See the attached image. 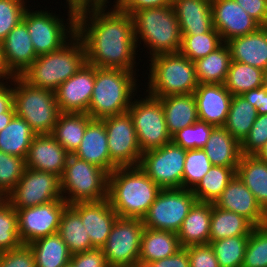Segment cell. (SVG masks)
I'll use <instances>...</instances> for the list:
<instances>
[{
    "instance_id": "obj_38",
    "label": "cell",
    "mask_w": 267,
    "mask_h": 267,
    "mask_svg": "<svg viewBox=\"0 0 267 267\" xmlns=\"http://www.w3.org/2000/svg\"><path fill=\"white\" fill-rule=\"evenodd\" d=\"M256 108L241 95L232 96L224 128L241 144L257 118Z\"/></svg>"
},
{
    "instance_id": "obj_50",
    "label": "cell",
    "mask_w": 267,
    "mask_h": 267,
    "mask_svg": "<svg viewBox=\"0 0 267 267\" xmlns=\"http://www.w3.org/2000/svg\"><path fill=\"white\" fill-rule=\"evenodd\" d=\"M0 267H36L34 254L28 245L1 252Z\"/></svg>"
},
{
    "instance_id": "obj_5",
    "label": "cell",
    "mask_w": 267,
    "mask_h": 267,
    "mask_svg": "<svg viewBox=\"0 0 267 267\" xmlns=\"http://www.w3.org/2000/svg\"><path fill=\"white\" fill-rule=\"evenodd\" d=\"M133 73L95 67V83L87 114L92 119H103L128 112L132 93L136 90Z\"/></svg>"
},
{
    "instance_id": "obj_7",
    "label": "cell",
    "mask_w": 267,
    "mask_h": 267,
    "mask_svg": "<svg viewBox=\"0 0 267 267\" xmlns=\"http://www.w3.org/2000/svg\"><path fill=\"white\" fill-rule=\"evenodd\" d=\"M11 79L17 84L13 88L15 114L23 118L36 135L52 134L61 113L55 92L34 87L20 76Z\"/></svg>"
},
{
    "instance_id": "obj_32",
    "label": "cell",
    "mask_w": 267,
    "mask_h": 267,
    "mask_svg": "<svg viewBox=\"0 0 267 267\" xmlns=\"http://www.w3.org/2000/svg\"><path fill=\"white\" fill-rule=\"evenodd\" d=\"M231 62L225 42L207 56L197 59L194 65L198 84H224Z\"/></svg>"
},
{
    "instance_id": "obj_27",
    "label": "cell",
    "mask_w": 267,
    "mask_h": 267,
    "mask_svg": "<svg viewBox=\"0 0 267 267\" xmlns=\"http://www.w3.org/2000/svg\"><path fill=\"white\" fill-rule=\"evenodd\" d=\"M212 203L196 202L177 232L181 247L209 244Z\"/></svg>"
},
{
    "instance_id": "obj_24",
    "label": "cell",
    "mask_w": 267,
    "mask_h": 267,
    "mask_svg": "<svg viewBox=\"0 0 267 267\" xmlns=\"http://www.w3.org/2000/svg\"><path fill=\"white\" fill-rule=\"evenodd\" d=\"M73 155L102 168L108 174L117 168L110 159L107 132L101 119H92L88 123L82 141Z\"/></svg>"
},
{
    "instance_id": "obj_28",
    "label": "cell",
    "mask_w": 267,
    "mask_h": 267,
    "mask_svg": "<svg viewBox=\"0 0 267 267\" xmlns=\"http://www.w3.org/2000/svg\"><path fill=\"white\" fill-rule=\"evenodd\" d=\"M176 232L144 227L139 253V263L154 264L170 257L181 249Z\"/></svg>"
},
{
    "instance_id": "obj_44",
    "label": "cell",
    "mask_w": 267,
    "mask_h": 267,
    "mask_svg": "<svg viewBox=\"0 0 267 267\" xmlns=\"http://www.w3.org/2000/svg\"><path fill=\"white\" fill-rule=\"evenodd\" d=\"M211 167V161L202 148L186 150L182 188L193 189Z\"/></svg>"
},
{
    "instance_id": "obj_14",
    "label": "cell",
    "mask_w": 267,
    "mask_h": 267,
    "mask_svg": "<svg viewBox=\"0 0 267 267\" xmlns=\"http://www.w3.org/2000/svg\"><path fill=\"white\" fill-rule=\"evenodd\" d=\"M5 199L14 209L62 200L60 178L45 171L25 167L18 184Z\"/></svg>"
},
{
    "instance_id": "obj_63",
    "label": "cell",
    "mask_w": 267,
    "mask_h": 267,
    "mask_svg": "<svg viewBox=\"0 0 267 267\" xmlns=\"http://www.w3.org/2000/svg\"><path fill=\"white\" fill-rule=\"evenodd\" d=\"M137 267H156L154 264L139 263Z\"/></svg>"
},
{
    "instance_id": "obj_60",
    "label": "cell",
    "mask_w": 267,
    "mask_h": 267,
    "mask_svg": "<svg viewBox=\"0 0 267 267\" xmlns=\"http://www.w3.org/2000/svg\"><path fill=\"white\" fill-rule=\"evenodd\" d=\"M2 78H3V80H4V78H6V79H9V81H10V78H12V76L6 70V66H5V63L3 60V55H2V47H1V43H0V79H2Z\"/></svg>"
},
{
    "instance_id": "obj_41",
    "label": "cell",
    "mask_w": 267,
    "mask_h": 267,
    "mask_svg": "<svg viewBox=\"0 0 267 267\" xmlns=\"http://www.w3.org/2000/svg\"><path fill=\"white\" fill-rule=\"evenodd\" d=\"M248 239L241 235L209 242L219 267H242Z\"/></svg>"
},
{
    "instance_id": "obj_21",
    "label": "cell",
    "mask_w": 267,
    "mask_h": 267,
    "mask_svg": "<svg viewBox=\"0 0 267 267\" xmlns=\"http://www.w3.org/2000/svg\"><path fill=\"white\" fill-rule=\"evenodd\" d=\"M70 206L80 215L93 248H102L118 215L107 199Z\"/></svg>"
},
{
    "instance_id": "obj_18",
    "label": "cell",
    "mask_w": 267,
    "mask_h": 267,
    "mask_svg": "<svg viewBox=\"0 0 267 267\" xmlns=\"http://www.w3.org/2000/svg\"><path fill=\"white\" fill-rule=\"evenodd\" d=\"M213 25L222 41L257 31L261 25L251 18L234 0H211Z\"/></svg>"
},
{
    "instance_id": "obj_8",
    "label": "cell",
    "mask_w": 267,
    "mask_h": 267,
    "mask_svg": "<svg viewBox=\"0 0 267 267\" xmlns=\"http://www.w3.org/2000/svg\"><path fill=\"white\" fill-rule=\"evenodd\" d=\"M60 188L63 193L62 198L69 205L101 201L107 199L108 173L92 163L69 154L60 178ZM65 192L69 194V198L63 197Z\"/></svg>"
},
{
    "instance_id": "obj_64",
    "label": "cell",
    "mask_w": 267,
    "mask_h": 267,
    "mask_svg": "<svg viewBox=\"0 0 267 267\" xmlns=\"http://www.w3.org/2000/svg\"><path fill=\"white\" fill-rule=\"evenodd\" d=\"M63 267H73V265L69 262L68 264L64 265Z\"/></svg>"
},
{
    "instance_id": "obj_4",
    "label": "cell",
    "mask_w": 267,
    "mask_h": 267,
    "mask_svg": "<svg viewBox=\"0 0 267 267\" xmlns=\"http://www.w3.org/2000/svg\"><path fill=\"white\" fill-rule=\"evenodd\" d=\"M130 14L135 41H138V36L141 37L151 49V57L180 52L182 35L173 5L142 9Z\"/></svg>"
},
{
    "instance_id": "obj_56",
    "label": "cell",
    "mask_w": 267,
    "mask_h": 267,
    "mask_svg": "<svg viewBox=\"0 0 267 267\" xmlns=\"http://www.w3.org/2000/svg\"><path fill=\"white\" fill-rule=\"evenodd\" d=\"M156 267H190L186 248L182 247L170 257H166L154 263Z\"/></svg>"
},
{
    "instance_id": "obj_47",
    "label": "cell",
    "mask_w": 267,
    "mask_h": 267,
    "mask_svg": "<svg viewBox=\"0 0 267 267\" xmlns=\"http://www.w3.org/2000/svg\"><path fill=\"white\" fill-rule=\"evenodd\" d=\"M24 169V158L0 150V193L4 198L16 187Z\"/></svg>"
},
{
    "instance_id": "obj_61",
    "label": "cell",
    "mask_w": 267,
    "mask_h": 267,
    "mask_svg": "<svg viewBox=\"0 0 267 267\" xmlns=\"http://www.w3.org/2000/svg\"><path fill=\"white\" fill-rule=\"evenodd\" d=\"M256 156L260 160L267 163V142L265 143V145L262 147V149L258 152V154Z\"/></svg>"
},
{
    "instance_id": "obj_51",
    "label": "cell",
    "mask_w": 267,
    "mask_h": 267,
    "mask_svg": "<svg viewBox=\"0 0 267 267\" xmlns=\"http://www.w3.org/2000/svg\"><path fill=\"white\" fill-rule=\"evenodd\" d=\"M186 251L190 267H219L210 244L189 246Z\"/></svg>"
},
{
    "instance_id": "obj_29",
    "label": "cell",
    "mask_w": 267,
    "mask_h": 267,
    "mask_svg": "<svg viewBox=\"0 0 267 267\" xmlns=\"http://www.w3.org/2000/svg\"><path fill=\"white\" fill-rule=\"evenodd\" d=\"M157 99L164 109L167 130L171 136L199 120L193 93L169 95Z\"/></svg>"
},
{
    "instance_id": "obj_59",
    "label": "cell",
    "mask_w": 267,
    "mask_h": 267,
    "mask_svg": "<svg viewBox=\"0 0 267 267\" xmlns=\"http://www.w3.org/2000/svg\"><path fill=\"white\" fill-rule=\"evenodd\" d=\"M14 115L15 111H7L2 113V116H0V131L9 124Z\"/></svg>"
},
{
    "instance_id": "obj_15",
    "label": "cell",
    "mask_w": 267,
    "mask_h": 267,
    "mask_svg": "<svg viewBox=\"0 0 267 267\" xmlns=\"http://www.w3.org/2000/svg\"><path fill=\"white\" fill-rule=\"evenodd\" d=\"M107 132L111 161L117 167L139 166L142 152L129 112L101 119Z\"/></svg>"
},
{
    "instance_id": "obj_2",
    "label": "cell",
    "mask_w": 267,
    "mask_h": 267,
    "mask_svg": "<svg viewBox=\"0 0 267 267\" xmlns=\"http://www.w3.org/2000/svg\"><path fill=\"white\" fill-rule=\"evenodd\" d=\"M161 190L139 166L108 174L107 200L118 217L142 219Z\"/></svg>"
},
{
    "instance_id": "obj_13",
    "label": "cell",
    "mask_w": 267,
    "mask_h": 267,
    "mask_svg": "<svg viewBox=\"0 0 267 267\" xmlns=\"http://www.w3.org/2000/svg\"><path fill=\"white\" fill-rule=\"evenodd\" d=\"M186 150L172 141L142 153L139 167L161 189L182 188Z\"/></svg>"
},
{
    "instance_id": "obj_35",
    "label": "cell",
    "mask_w": 267,
    "mask_h": 267,
    "mask_svg": "<svg viewBox=\"0 0 267 267\" xmlns=\"http://www.w3.org/2000/svg\"><path fill=\"white\" fill-rule=\"evenodd\" d=\"M36 133L30 125L16 114L9 124L0 131V150L24 158Z\"/></svg>"
},
{
    "instance_id": "obj_58",
    "label": "cell",
    "mask_w": 267,
    "mask_h": 267,
    "mask_svg": "<svg viewBox=\"0 0 267 267\" xmlns=\"http://www.w3.org/2000/svg\"><path fill=\"white\" fill-rule=\"evenodd\" d=\"M69 9L78 13L79 11L96 8L99 6H106L107 0H67Z\"/></svg>"
},
{
    "instance_id": "obj_37",
    "label": "cell",
    "mask_w": 267,
    "mask_h": 267,
    "mask_svg": "<svg viewBox=\"0 0 267 267\" xmlns=\"http://www.w3.org/2000/svg\"><path fill=\"white\" fill-rule=\"evenodd\" d=\"M57 233L72 255L93 249L80 215L70 205L62 213Z\"/></svg>"
},
{
    "instance_id": "obj_45",
    "label": "cell",
    "mask_w": 267,
    "mask_h": 267,
    "mask_svg": "<svg viewBox=\"0 0 267 267\" xmlns=\"http://www.w3.org/2000/svg\"><path fill=\"white\" fill-rule=\"evenodd\" d=\"M242 267H267V225L254 226L246 245Z\"/></svg>"
},
{
    "instance_id": "obj_22",
    "label": "cell",
    "mask_w": 267,
    "mask_h": 267,
    "mask_svg": "<svg viewBox=\"0 0 267 267\" xmlns=\"http://www.w3.org/2000/svg\"><path fill=\"white\" fill-rule=\"evenodd\" d=\"M1 47L6 70L12 77L21 76L38 57L23 21L9 32Z\"/></svg>"
},
{
    "instance_id": "obj_9",
    "label": "cell",
    "mask_w": 267,
    "mask_h": 267,
    "mask_svg": "<svg viewBox=\"0 0 267 267\" xmlns=\"http://www.w3.org/2000/svg\"><path fill=\"white\" fill-rule=\"evenodd\" d=\"M196 202V197L190 189H162L142 218L144 227L177 233Z\"/></svg>"
},
{
    "instance_id": "obj_34",
    "label": "cell",
    "mask_w": 267,
    "mask_h": 267,
    "mask_svg": "<svg viewBox=\"0 0 267 267\" xmlns=\"http://www.w3.org/2000/svg\"><path fill=\"white\" fill-rule=\"evenodd\" d=\"M36 267H63L71 260L72 254L58 233L41 237L29 243Z\"/></svg>"
},
{
    "instance_id": "obj_65",
    "label": "cell",
    "mask_w": 267,
    "mask_h": 267,
    "mask_svg": "<svg viewBox=\"0 0 267 267\" xmlns=\"http://www.w3.org/2000/svg\"><path fill=\"white\" fill-rule=\"evenodd\" d=\"M5 198L3 197V195L0 193V202L3 201Z\"/></svg>"
},
{
    "instance_id": "obj_53",
    "label": "cell",
    "mask_w": 267,
    "mask_h": 267,
    "mask_svg": "<svg viewBox=\"0 0 267 267\" xmlns=\"http://www.w3.org/2000/svg\"><path fill=\"white\" fill-rule=\"evenodd\" d=\"M261 26L267 24V0H234Z\"/></svg>"
},
{
    "instance_id": "obj_23",
    "label": "cell",
    "mask_w": 267,
    "mask_h": 267,
    "mask_svg": "<svg viewBox=\"0 0 267 267\" xmlns=\"http://www.w3.org/2000/svg\"><path fill=\"white\" fill-rule=\"evenodd\" d=\"M193 94L199 120L215 127H223L233 96L225 85L198 84Z\"/></svg>"
},
{
    "instance_id": "obj_54",
    "label": "cell",
    "mask_w": 267,
    "mask_h": 267,
    "mask_svg": "<svg viewBox=\"0 0 267 267\" xmlns=\"http://www.w3.org/2000/svg\"><path fill=\"white\" fill-rule=\"evenodd\" d=\"M115 3V8L131 13L147 8L172 5V0H117Z\"/></svg>"
},
{
    "instance_id": "obj_31",
    "label": "cell",
    "mask_w": 267,
    "mask_h": 267,
    "mask_svg": "<svg viewBox=\"0 0 267 267\" xmlns=\"http://www.w3.org/2000/svg\"><path fill=\"white\" fill-rule=\"evenodd\" d=\"M236 175L267 212V163L256 155H242L236 168Z\"/></svg>"
},
{
    "instance_id": "obj_42",
    "label": "cell",
    "mask_w": 267,
    "mask_h": 267,
    "mask_svg": "<svg viewBox=\"0 0 267 267\" xmlns=\"http://www.w3.org/2000/svg\"><path fill=\"white\" fill-rule=\"evenodd\" d=\"M223 43L219 32L215 28L200 35H182L180 53L194 62L215 51Z\"/></svg>"
},
{
    "instance_id": "obj_36",
    "label": "cell",
    "mask_w": 267,
    "mask_h": 267,
    "mask_svg": "<svg viewBox=\"0 0 267 267\" xmlns=\"http://www.w3.org/2000/svg\"><path fill=\"white\" fill-rule=\"evenodd\" d=\"M254 225L244 216L216 207L212 203L209 242L228 237L250 235Z\"/></svg>"
},
{
    "instance_id": "obj_33",
    "label": "cell",
    "mask_w": 267,
    "mask_h": 267,
    "mask_svg": "<svg viewBox=\"0 0 267 267\" xmlns=\"http://www.w3.org/2000/svg\"><path fill=\"white\" fill-rule=\"evenodd\" d=\"M91 120L87 113H60L51 135L69 154H73Z\"/></svg>"
},
{
    "instance_id": "obj_1",
    "label": "cell",
    "mask_w": 267,
    "mask_h": 267,
    "mask_svg": "<svg viewBox=\"0 0 267 267\" xmlns=\"http://www.w3.org/2000/svg\"><path fill=\"white\" fill-rule=\"evenodd\" d=\"M104 7L89 8L77 13L76 35L83 41L87 63L98 68L134 72V56L138 44L134 38L132 16L115 7L111 12L104 13Z\"/></svg>"
},
{
    "instance_id": "obj_19",
    "label": "cell",
    "mask_w": 267,
    "mask_h": 267,
    "mask_svg": "<svg viewBox=\"0 0 267 267\" xmlns=\"http://www.w3.org/2000/svg\"><path fill=\"white\" fill-rule=\"evenodd\" d=\"M213 204L220 209L244 216L254 226L266 223V211L237 175L227 184Z\"/></svg>"
},
{
    "instance_id": "obj_10",
    "label": "cell",
    "mask_w": 267,
    "mask_h": 267,
    "mask_svg": "<svg viewBox=\"0 0 267 267\" xmlns=\"http://www.w3.org/2000/svg\"><path fill=\"white\" fill-rule=\"evenodd\" d=\"M143 230L142 219L117 217L102 247L109 267L138 266Z\"/></svg>"
},
{
    "instance_id": "obj_66",
    "label": "cell",
    "mask_w": 267,
    "mask_h": 267,
    "mask_svg": "<svg viewBox=\"0 0 267 267\" xmlns=\"http://www.w3.org/2000/svg\"><path fill=\"white\" fill-rule=\"evenodd\" d=\"M265 30H266V33H267V24H265L264 26H262Z\"/></svg>"
},
{
    "instance_id": "obj_26",
    "label": "cell",
    "mask_w": 267,
    "mask_h": 267,
    "mask_svg": "<svg viewBox=\"0 0 267 267\" xmlns=\"http://www.w3.org/2000/svg\"><path fill=\"white\" fill-rule=\"evenodd\" d=\"M232 61L242 62L263 71L267 69V33L261 26L257 31L226 42Z\"/></svg>"
},
{
    "instance_id": "obj_62",
    "label": "cell",
    "mask_w": 267,
    "mask_h": 267,
    "mask_svg": "<svg viewBox=\"0 0 267 267\" xmlns=\"http://www.w3.org/2000/svg\"><path fill=\"white\" fill-rule=\"evenodd\" d=\"M263 87L267 90V69L263 72Z\"/></svg>"
},
{
    "instance_id": "obj_17",
    "label": "cell",
    "mask_w": 267,
    "mask_h": 267,
    "mask_svg": "<svg viewBox=\"0 0 267 267\" xmlns=\"http://www.w3.org/2000/svg\"><path fill=\"white\" fill-rule=\"evenodd\" d=\"M95 83V66L87 62L55 91L61 113H87Z\"/></svg>"
},
{
    "instance_id": "obj_3",
    "label": "cell",
    "mask_w": 267,
    "mask_h": 267,
    "mask_svg": "<svg viewBox=\"0 0 267 267\" xmlns=\"http://www.w3.org/2000/svg\"><path fill=\"white\" fill-rule=\"evenodd\" d=\"M71 39L61 49L38 56L20 77L34 87L55 92L87 62L83 41L76 34Z\"/></svg>"
},
{
    "instance_id": "obj_40",
    "label": "cell",
    "mask_w": 267,
    "mask_h": 267,
    "mask_svg": "<svg viewBox=\"0 0 267 267\" xmlns=\"http://www.w3.org/2000/svg\"><path fill=\"white\" fill-rule=\"evenodd\" d=\"M263 70L242 62L232 61L224 82L233 96L263 87Z\"/></svg>"
},
{
    "instance_id": "obj_52",
    "label": "cell",
    "mask_w": 267,
    "mask_h": 267,
    "mask_svg": "<svg viewBox=\"0 0 267 267\" xmlns=\"http://www.w3.org/2000/svg\"><path fill=\"white\" fill-rule=\"evenodd\" d=\"M73 267H109L102 248H93L71 256Z\"/></svg>"
},
{
    "instance_id": "obj_48",
    "label": "cell",
    "mask_w": 267,
    "mask_h": 267,
    "mask_svg": "<svg viewBox=\"0 0 267 267\" xmlns=\"http://www.w3.org/2000/svg\"><path fill=\"white\" fill-rule=\"evenodd\" d=\"M24 6V0H0V43L22 21Z\"/></svg>"
},
{
    "instance_id": "obj_39",
    "label": "cell",
    "mask_w": 267,
    "mask_h": 267,
    "mask_svg": "<svg viewBox=\"0 0 267 267\" xmlns=\"http://www.w3.org/2000/svg\"><path fill=\"white\" fill-rule=\"evenodd\" d=\"M236 175V168L214 166L191 189L197 202L214 203Z\"/></svg>"
},
{
    "instance_id": "obj_16",
    "label": "cell",
    "mask_w": 267,
    "mask_h": 267,
    "mask_svg": "<svg viewBox=\"0 0 267 267\" xmlns=\"http://www.w3.org/2000/svg\"><path fill=\"white\" fill-rule=\"evenodd\" d=\"M69 204L64 200L51 201L38 206L16 209L18 232L23 245L57 233L61 216Z\"/></svg>"
},
{
    "instance_id": "obj_43",
    "label": "cell",
    "mask_w": 267,
    "mask_h": 267,
    "mask_svg": "<svg viewBox=\"0 0 267 267\" xmlns=\"http://www.w3.org/2000/svg\"><path fill=\"white\" fill-rule=\"evenodd\" d=\"M17 211L4 199L0 202V253L20 248Z\"/></svg>"
},
{
    "instance_id": "obj_49",
    "label": "cell",
    "mask_w": 267,
    "mask_h": 267,
    "mask_svg": "<svg viewBox=\"0 0 267 267\" xmlns=\"http://www.w3.org/2000/svg\"><path fill=\"white\" fill-rule=\"evenodd\" d=\"M267 142V114L258 115L248 136L241 143L242 155H257Z\"/></svg>"
},
{
    "instance_id": "obj_57",
    "label": "cell",
    "mask_w": 267,
    "mask_h": 267,
    "mask_svg": "<svg viewBox=\"0 0 267 267\" xmlns=\"http://www.w3.org/2000/svg\"><path fill=\"white\" fill-rule=\"evenodd\" d=\"M0 82V116L7 111H15L13 88Z\"/></svg>"
},
{
    "instance_id": "obj_25",
    "label": "cell",
    "mask_w": 267,
    "mask_h": 267,
    "mask_svg": "<svg viewBox=\"0 0 267 267\" xmlns=\"http://www.w3.org/2000/svg\"><path fill=\"white\" fill-rule=\"evenodd\" d=\"M181 35H197L214 28L211 0H172Z\"/></svg>"
},
{
    "instance_id": "obj_46",
    "label": "cell",
    "mask_w": 267,
    "mask_h": 267,
    "mask_svg": "<svg viewBox=\"0 0 267 267\" xmlns=\"http://www.w3.org/2000/svg\"><path fill=\"white\" fill-rule=\"evenodd\" d=\"M215 126L203 121H196L171 136V141L185 150L203 148Z\"/></svg>"
},
{
    "instance_id": "obj_30",
    "label": "cell",
    "mask_w": 267,
    "mask_h": 267,
    "mask_svg": "<svg viewBox=\"0 0 267 267\" xmlns=\"http://www.w3.org/2000/svg\"><path fill=\"white\" fill-rule=\"evenodd\" d=\"M214 166L237 168L241 144L224 128L215 127L202 148Z\"/></svg>"
},
{
    "instance_id": "obj_11",
    "label": "cell",
    "mask_w": 267,
    "mask_h": 267,
    "mask_svg": "<svg viewBox=\"0 0 267 267\" xmlns=\"http://www.w3.org/2000/svg\"><path fill=\"white\" fill-rule=\"evenodd\" d=\"M69 31L63 21L48 11L30 12L26 9L22 21L26 24L34 51L37 56L61 49L66 43L68 32L73 37L76 34L77 13L69 10ZM67 32H66V31Z\"/></svg>"
},
{
    "instance_id": "obj_12",
    "label": "cell",
    "mask_w": 267,
    "mask_h": 267,
    "mask_svg": "<svg viewBox=\"0 0 267 267\" xmlns=\"http://www.w3.org/2000/svg\"><path fill=\"white\" fill-rule=\"evenodd\" d=\"M133 102L128 112L134 122L141 152L157 149L171 142L161 102L150 95L146 99Z\"/></svg>"
},
{
    "instance_id": "obj_20",
    "label": "cell",
    "mask_w": 267,
    "mask_h": 267,
    "mask_svg": "<svg viewBox=\"0 0 267 267\" xmlns=\"http://www.w3.org/2000/svg\"><path fill=\"white\" fill-rule=\"evenodd\" d=\"M69 153L51 135H36L25 157V167L61 178Z\"/></svg>"
},
{
    "instance_id": "obj_6",
    "label": "cell",
    "mask_w": 267,
    "mask_h": 267,
    "mask_svg": "<svg viewBox=\"0 0 267 267\" xmlns=\"http://www.w3.org/2000/svg\"><path fill=\"white\" fill-rule=\"evenodd\" d=\"M150 61V96L190 94L198 87L194 62L180 52L156 55Z\"/></svg>"
},
{
    "instance_id": "obj_55",
    "label": "cell",
    "mask_w": 267,
    "mask_h": 267,
    "mask_svg": "<svg viewBox=\"0 0 267 267\" xmlns=\"http://www.w3.org/2000/svg\"><path fill=\"white\" fill-rule=\"evenodd\" d=\"M241 96L256 108L258 115L267 114V90L264 87L249 90Z\"/></svg>"
}]
</instances>
